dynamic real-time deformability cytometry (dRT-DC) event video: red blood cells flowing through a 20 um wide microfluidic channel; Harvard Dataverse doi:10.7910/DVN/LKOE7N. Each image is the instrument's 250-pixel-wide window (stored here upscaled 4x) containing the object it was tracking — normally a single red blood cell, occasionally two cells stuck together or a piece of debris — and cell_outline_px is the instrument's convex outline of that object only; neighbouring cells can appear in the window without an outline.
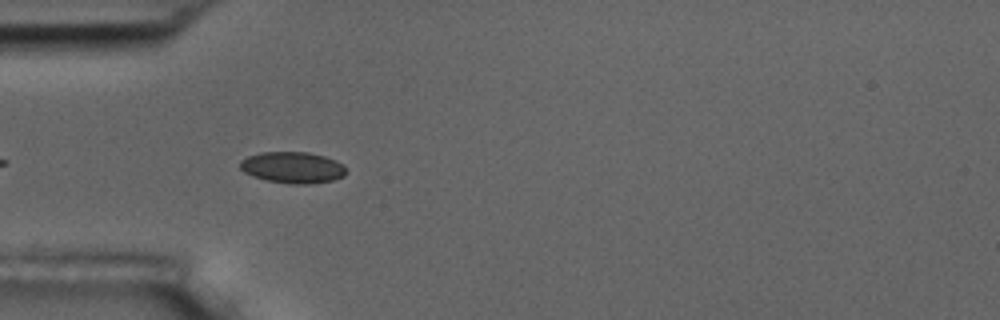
{"species": "common noctule bat (a hibernating species)", "species_latin": "Nyctalus noctula", "temperature_condition": "room temperature", "stored_images_in_passage": 6, "camera_frame_rate_fps": 3000, "um_per_image_px": 0.085, "animal": {"sex": "male", "body_mass_g": 17.5, "forearm_length_mm": 52.3}, "frame": {"image": 1, "passage_image": 5, "time_ms": 5.667, "image_size_px": [1000, 320], "cell_outline_px": [[344, 176], [332, 180], [308, 184], [288, 184], [268, 180], [252, 176], [244, 172], [240, 168], [240, 160], [248, 156], [260, 152], [308, 152], [324, 156], [336, 160], [344, 168]], "centroid_in_image_um": [24.83, 14.23], "position_along_channel_um": 60.2, "area_um2": 19.25}}